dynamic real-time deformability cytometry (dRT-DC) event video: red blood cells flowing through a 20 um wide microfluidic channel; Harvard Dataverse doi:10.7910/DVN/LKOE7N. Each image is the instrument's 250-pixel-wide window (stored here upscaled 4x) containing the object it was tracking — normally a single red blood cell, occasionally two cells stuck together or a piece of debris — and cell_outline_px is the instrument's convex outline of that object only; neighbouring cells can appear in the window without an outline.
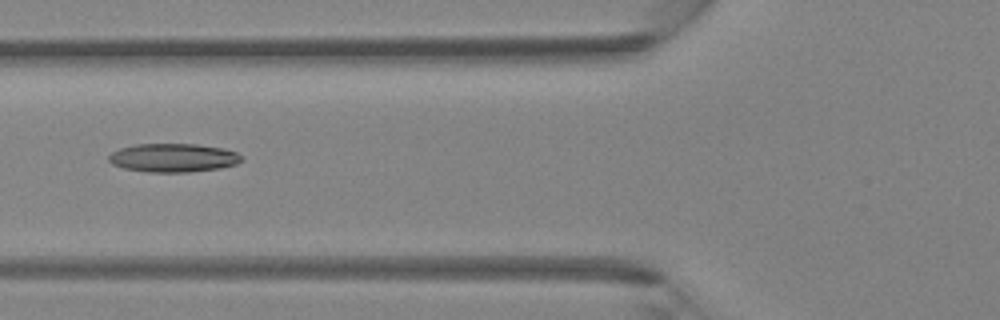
{"species": "Egyptian fruit bat (a non-hibernating species)", "species_latin": "Rousettus aegyptiacus", "temperature_condition": "room temperature", "stored_images_in_passage": 5, "camera_frame_rate_fps": 3000, "um_per_image_px": 0.085, "animal": {"sex": "female"}, "frame": {"image": 1, "passage_image": 5, "time_ms": 1.333, "image_size_px": [1000, 320], "cell_outline_px": [[244, 160], [236, 164], [220, 168], [188, 172], [148, 172], [124, 168], [112, 164], [108, 160], [108, 156], [112, 152], [120, 148], [136, 144], [196, 144], [224, 148], [236, 152], [244, 156]], "centroid_in_image_um": [14.75, 13.41], "position_along_channel_um": 111.0, "area_um2": 22.25}}